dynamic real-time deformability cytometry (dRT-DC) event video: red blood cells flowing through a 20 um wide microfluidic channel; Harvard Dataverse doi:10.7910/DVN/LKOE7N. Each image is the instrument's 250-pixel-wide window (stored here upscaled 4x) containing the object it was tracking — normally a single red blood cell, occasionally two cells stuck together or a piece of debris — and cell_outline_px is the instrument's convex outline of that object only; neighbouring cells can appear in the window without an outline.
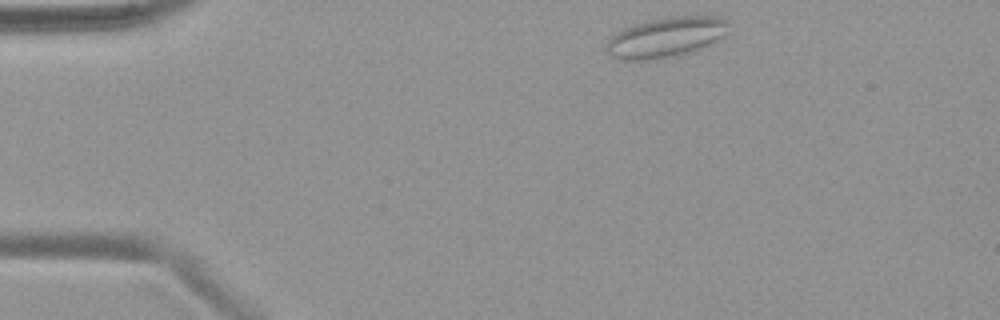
{"species": "common noctule bat (a hibernating species)", "species_latin": "Nyctalus noctula", "temperature_condition": "warm", "stored_images_in_passage": 42, "camera_frame_rate_fps": 3000, "um_per_image_px": 0.085, "animal": {"sex": "female", "body_mass_g": 19.9}, "frame": {"image": 1, "passage_image": 1, "time_ms": 0.0, "image_size_px": [1000, 320], "cell_outline_px": [[728, 32], [724, 36], [712, 44], [696, 52], [676, 56], [652, 60], [620, 60], [612, 56], [604, 48], [608, 40], [616, 32], [624, 28], [648, 20], [668, 16], [716, 16], [728, 20]], "centroid_in_image_um": [56.64, 3.18], "position_along_channel_um": 28.4, "area_um2": 29.13}}
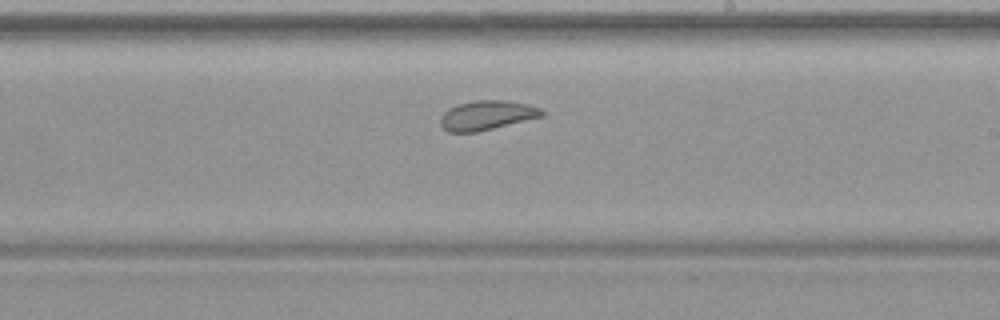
{"frame": {"image": 2, "passage_image": 22, "time_ms": 7.0, "image_size_px": [1000, 320], "cell_outline_px": [[544, 116], [476, 132], [448, 132], [440, 124], [440, 116], [448, 108], [456, 104], [476, 100], [504, 100], [528, 104], [540, 108], [544, 112]], "centroid_in_image_um": [41.36, 9.79], "position_along_channel_um": 247.6, "area_um2": 17.4}}
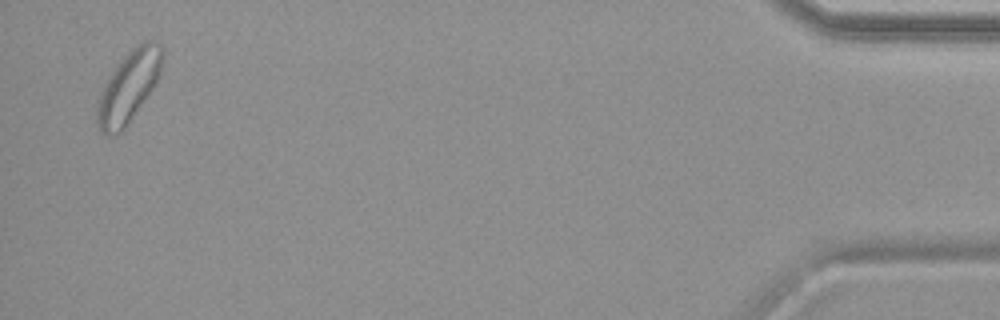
{"frame": {"image": 3, "passage_image": 41, "time_ms": 13.333, "image_size_px": [1000, 320], "cell_outline_px": [[164, 52], [160, 72], [152, 88], [128, 124], [120, 132], [104, 136], [100, 132], [96, 124], [96, 104], [104, 80], [124, 56], [136, 44], [144, 40], [152, 40], [160, 44]], "centroid_in_image_um": [10.89, 7.37], "position_along_channel_um": 424.3, "area_um2": 27.22}}